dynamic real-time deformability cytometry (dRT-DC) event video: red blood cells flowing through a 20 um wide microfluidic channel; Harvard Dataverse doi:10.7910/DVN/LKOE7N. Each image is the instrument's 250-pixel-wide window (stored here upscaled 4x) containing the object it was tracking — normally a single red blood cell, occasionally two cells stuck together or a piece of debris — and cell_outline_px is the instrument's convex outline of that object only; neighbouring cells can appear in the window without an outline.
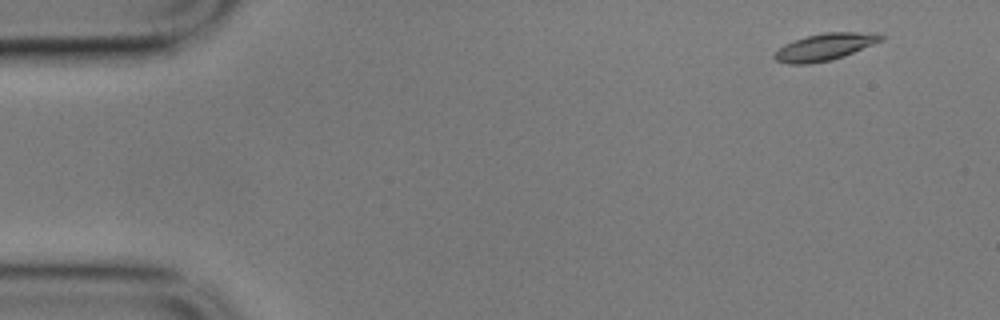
{"species": "common noctule bat (a hibernating species)", "species_latin": "Nyctalus noctula", "temperature_condition": "cold", "stored_images_in_passage": 10, "camera_frame_rate_fps": 3000, "um_per_image_px": 0.085, "animal": {"sex": "male", "body_mass_g": 17.9}, "frame": {"image": 1, "passage_image": 4, "time_ms": 1.0, "image_size_px": [1000, 320], "cell_outline_px": [[884, 40], [852, 52], [828, 60], [808, 64], [788, 64], [776, 60], [772, 56], [784, 44], [808, 36], [824, 32], [876, 32], [884, 36]], "centroid_in_image_um": [70.12, 3.97], "position_along_channel_um": 14.9, "area_um2": 16.42}}